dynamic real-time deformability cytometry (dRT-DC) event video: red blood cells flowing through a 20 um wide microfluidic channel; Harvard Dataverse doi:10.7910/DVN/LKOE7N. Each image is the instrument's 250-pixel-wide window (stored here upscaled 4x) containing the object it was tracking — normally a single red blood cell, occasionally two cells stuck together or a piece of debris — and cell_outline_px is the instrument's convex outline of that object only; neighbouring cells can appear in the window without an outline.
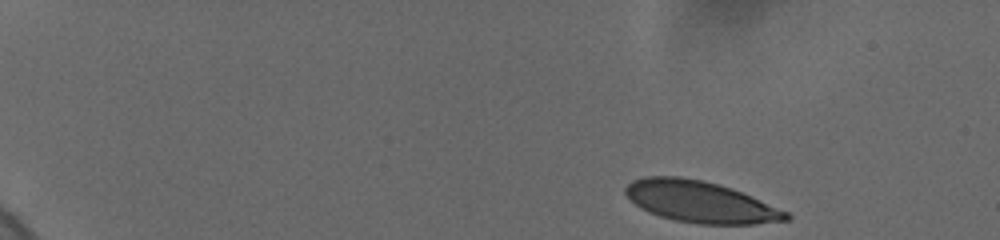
{"species": "human", "species_latin": "Homo sapiens", "temperature_condition": "cold", "stored_images_in_passage": 51, "camera_frame_rate_fps": 3000, "um_per_image_px": 0.085, "donor": {"sex": "female"}, "frame": {"image": 1, "passage_image": 1, "time_ms": 0.0, "image_size_px": [1000, 240], "cell_outline_px": [[792, 220], [756, 224], [700, 224], [676, 220], [660, 216], [648, 212], [640, 208], [624, 192], [624, 188], [632, 180], [644, 176], [680, 176], [700, 180], [732, 188], [752, 196], [788, 212], [792, 216]], "centroid_in_image_um": [59.55, 17.16], "position_along_channel_um": 25.5, "area_um2": 38.78}}
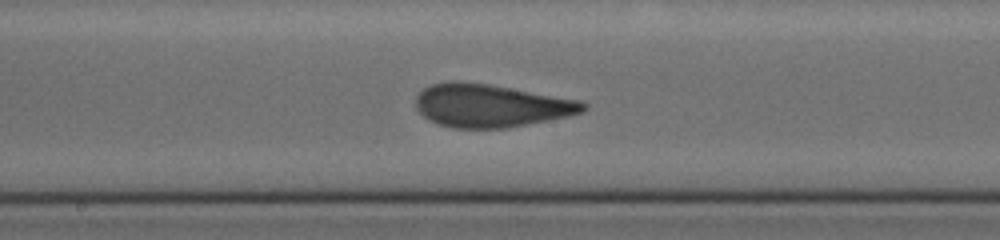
{"frame": {"image": 2, "passage_image": 27, "time_ms": 8.667, "image_size_px": [1000, 240], "cell_outline_px": [[588, 108], [580, 112], [568, 116], [508, 128], [452, 128], [428, 120], [416, 108], [416, 96], [424, 88], [432, 84], [448, 80], [460, 80], [488, 84], [580, 100], [588, 104]], "centroid_in_image_um": [41.69, 8.97], "position_along_channel_um": 206.5, "area_um2": 41.96}}
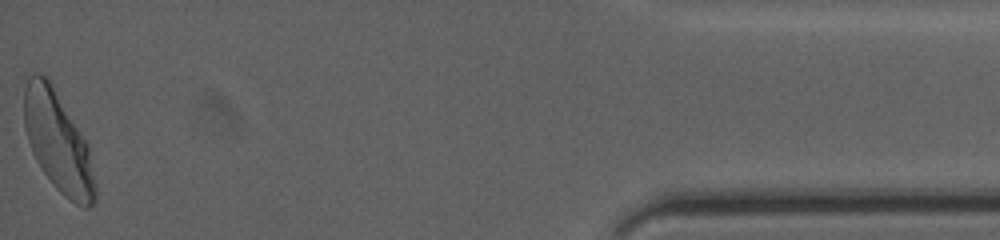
{"frame": {"image": 3, "passage_image": 51, "time_ms": 16.667, "image_size_px": [1000, 240], "cell_outline_px": [[96, 200], [88, 208], [84, 208], [68, 200], [56, 188], [44, 172], [36, 160], [32, 152], [24, 128], [24, 88], [32, 72], [36, 72], [44, 76], [48, 80], [88, 144], [96, 184]], "centroid_in_image_um": [4.93, 12.13], "position_along_channel_um": 430.3, "area_um2": 40.92}, "authors_computed_cell_mechanics": {"area_um2": 40.9224, "velocity_mm_per_s": 3.6543, "shape_relaxation_time_tau1_ms": 4.5994, "shape_relaxation_time_tau2_ms": null, "deformation_change_tau1": 0.175, "deformation_change_tau2": null}}